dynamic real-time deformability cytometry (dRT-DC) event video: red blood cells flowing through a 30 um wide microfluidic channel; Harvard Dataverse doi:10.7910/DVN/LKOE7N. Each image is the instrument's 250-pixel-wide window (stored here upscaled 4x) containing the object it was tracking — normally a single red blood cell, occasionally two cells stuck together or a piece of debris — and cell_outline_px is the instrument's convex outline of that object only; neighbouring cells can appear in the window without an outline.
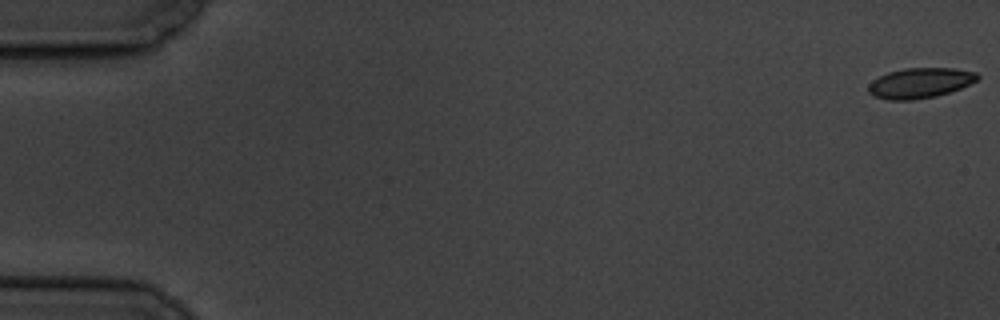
{"species": "common noctule bat (a hibernating species)", "species_latin": "Nyctalus noctula", "temperature_condition": "cold", "stored_images_in_passage": 7, "camera_frame_rate_fps": 3000, "um_per_image_px": 0.085, "animal": {"sex": "male", "body_mass_g": 19.5, "forearm_length_mm": 54.6}, "frame": {"image": 1, "passage_image": 1, "time_ms": 0.0, "image_size_px": [1000, 320], "cell_outline_px": [[980, 76], [976, 80], [960, 88], [936, 96], [912, 100], [888, 100], [876, 96], [868, 92], [868, 84], [872, 80], [888, 72], [904, 68], [956, 68], [976, 72]], "centroid_in_image_um": [78.18, 7.04], "position_along_channel_um": 6.8, "area_um2": 19.13}}
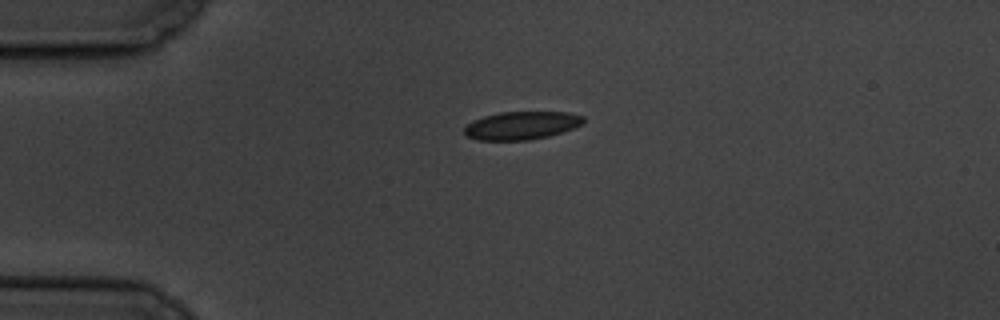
{"frame": {"image": 2, "passage_image": 5, "time_ms": 4.667, "image_size_px": [1000, 320], "cell_outline_px": [[584, 124], [548, 136], [528, 140], [476, 140], [468, 136], [464, 132], [464, 128], [472, 120], [484, 116], [500, 112], [568, 112], [584, 116]], "centroid_in_image_um": [44.33, 10.66], "position_along_channel_um": 40.7, "area_um2": 19.42}}
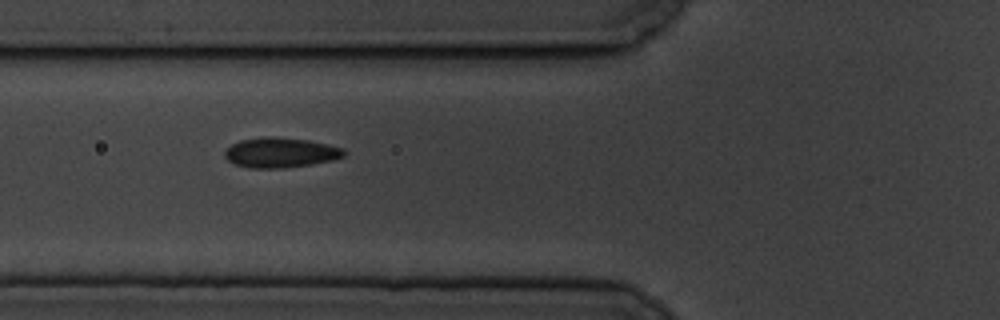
{"frame": {"image": 3, "passage_image": 7, "time_ms": 7.333, "image_size_px": [1000, 320], "cell_outline_px": [[348, 152], [344, 156], [332, 160], [312, 164], [284, 168], [248, 168], [236, 164], [228, 160], [224, 156], [224, 152], [232, 144], [240, 140], [264, 136], [272, 136], [308, 140], [328, 144], [344, 148]], "centroid_in_image_um": [23.86, 12.96], "position_along_channel_um": 101.9, "area_um2": 20.98}}